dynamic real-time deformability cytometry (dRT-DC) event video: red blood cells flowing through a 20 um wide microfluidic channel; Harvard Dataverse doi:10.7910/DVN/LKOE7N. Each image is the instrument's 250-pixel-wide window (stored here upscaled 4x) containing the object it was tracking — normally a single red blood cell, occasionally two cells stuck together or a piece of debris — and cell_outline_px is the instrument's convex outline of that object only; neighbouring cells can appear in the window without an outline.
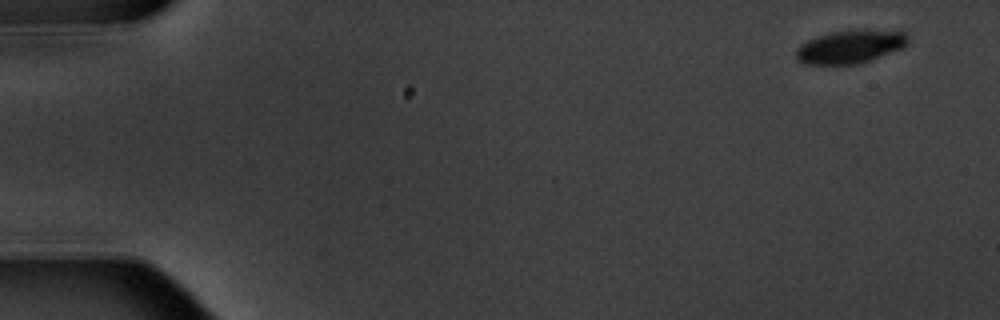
{"species": "common noctule bat (a hibernating species)", "species_latin": "Nyctalus noctula", "temperature_condition": "warm", "stored_images_in_passage": 6, "camera_frame_rate_fps": 3000, "um_per_image_px": 0.085, "animal": {"sex": "male", "body_mass_g": 20.1, "forearm_length_mm": 53.5}, "frame": {"image": 1, "passage_image": 1, "time_ms": 0.0, "image_size_px": [1000, 320], "cell_outline_px": [[908, 44], [900, 48], [860, 64], [804, 64], [796, 60], [796, 48], [800, 44], [808, 40], [832, 32], [900, 28], [908, 36]], "centroid_in_image_um": [72.31, 3.96], "position_along_channel_um": 12.7, "area_um2": 21.73}}
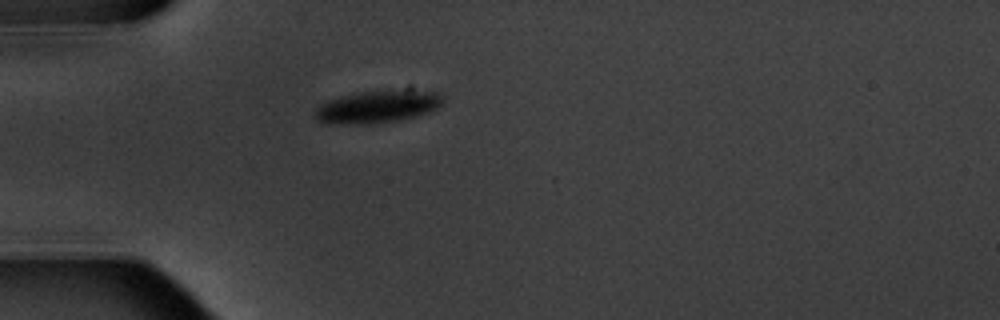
{"frame": {"image": 2, "passage_image": 5, "time_ms": 4.667, "image_size_px": [1000, 320], "cell_outline_px": [[444, 100], [436, 108], [428, 112], [416, 116], [400, 120], [372, 124], [324, 124], [316, 120], [312, 116], [316, 108], [320, 104], [328, 100], [340, 96], [360, 92], [396, 88], [440, 92], [444, 96]], "centroid_in_image_um": [32.07, 9.05], "position_along_channel_um": 52.9, "area_um2": 25.03}}